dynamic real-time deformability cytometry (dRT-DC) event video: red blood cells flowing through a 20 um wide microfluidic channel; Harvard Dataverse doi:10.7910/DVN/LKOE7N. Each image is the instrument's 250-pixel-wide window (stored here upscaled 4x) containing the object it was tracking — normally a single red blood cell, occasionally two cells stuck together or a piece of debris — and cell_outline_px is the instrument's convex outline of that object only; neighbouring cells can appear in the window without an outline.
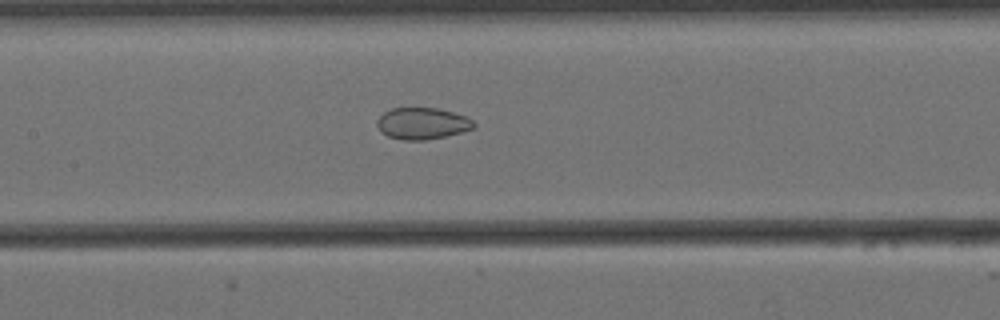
{"species": "Egyptian fruit bat (a non-hibernating species)", "species_latin": "Rousettus aegyptiacus", "temperature_condition": "cold", "stored_images_in_passage": 35, "camera_frame_rate_fps": 3000, "um_per_image_px": 0.085, "animal": {"sex": "female"}, "frame": {"image": 1, "passage_image": 14, "time_ms": 4.333, "image_size_px": [1000, 320], "cell_outline_px": [[476, 124], [472, 128], [460, 132], [444, 136], [424, 140], [404, 140], [388, 136], [380, 132], [376, 124], [376, 120], [384, 112], [392, 108], [436, 108], [452, 112], [464, 116], [472, 120]], "centroid_in_image_um": [35.84, 10.49], "position_along_channel_um": 171.6, "area_um2": 17.63}}
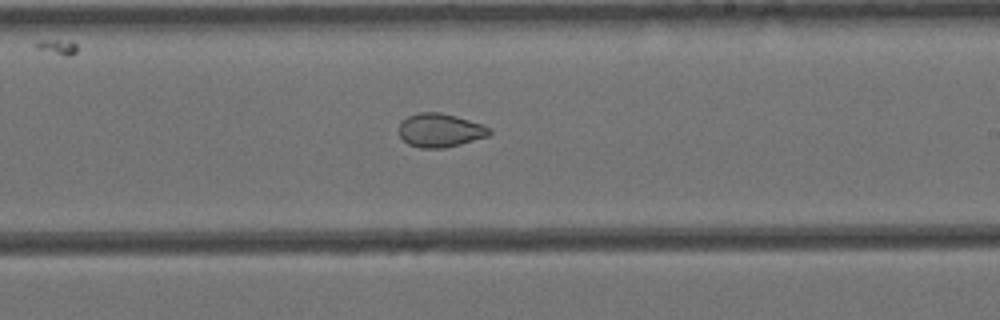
{"frame": {"image": 2, "passage_image": 21, "time_ms": 6.667, "image_size_px": [1000, 320], "cell_outline_px": [[492, 132], [488, 136], [460, 144], [444, 148], [420, 148], [408, 144], [400, 136], [400, 120], [408, 116], [420, 112], [440, 112], [456, 116], [492, 128]], "centroid_in_image_um": [37.4, 11.07], "position_along_channel_um": 251.6, "area_um2": 17.69}}
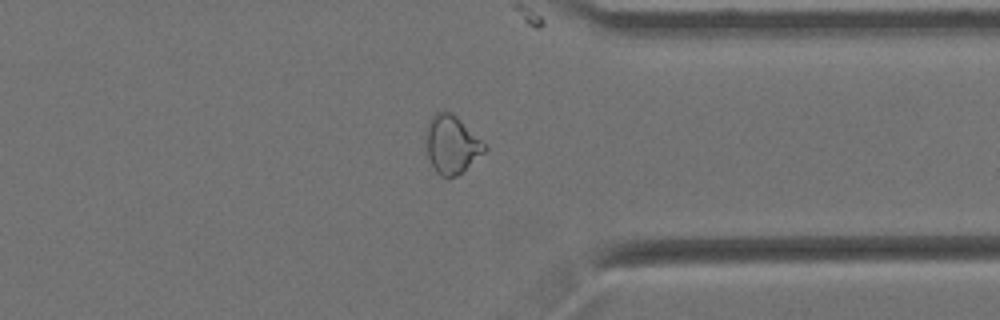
{"frame": {"image": 3, "passage_image": 32, "time_ms": 10.333, "image_size_px": [1000, 320], "cell_outline_px": [[488, 148], [484, 152], [456, 176], [448, 180], [440, 176], [436, 172], [428, 156], [428, 120], [436, 112], [452, 112]], "centroid_in_image_um": [38.39, 12.31], "position_along_channel_um": 373.0, "area_um2": 19.13}}